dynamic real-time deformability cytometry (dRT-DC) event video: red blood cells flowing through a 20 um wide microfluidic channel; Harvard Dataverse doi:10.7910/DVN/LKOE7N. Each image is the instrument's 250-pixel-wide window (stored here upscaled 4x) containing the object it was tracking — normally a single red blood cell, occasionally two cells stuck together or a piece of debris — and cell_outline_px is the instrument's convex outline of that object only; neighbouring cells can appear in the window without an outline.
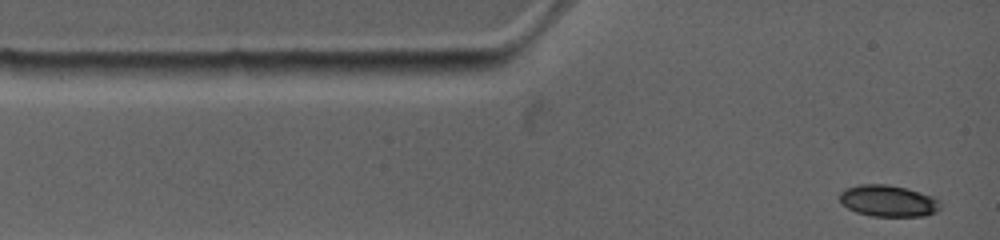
{"species": "common noctule bat (a hibernating species)", "species_latin": "Nyctalus noctula", "temperature_condition": "warm", "stored_images_in_passage": 11, "camera_frame_rate_fps": 4500, "um_per_image_px": 0.085, "animal": {"sex": "female", "body_mass_g": 19.0, "forearm_length_mm": 53.3}, "frame": {"image": 1, "passage_image": 1, "time_ms": 0.0, "image_size_px": [1000, 240], "cell_outline_px": [[940, 208], [936, 212], [924, 216], [872, 216], [856, 212], [840, 204], [840, 192], [848, 188], [860, 184], [888, 184], [904, 188], [928, 196], [936, 200], [940, 204]], "centroid_in_image_um": [75.43, 17.09], "position_along_channel_um": 9.6, "area_um2": 18.15}}
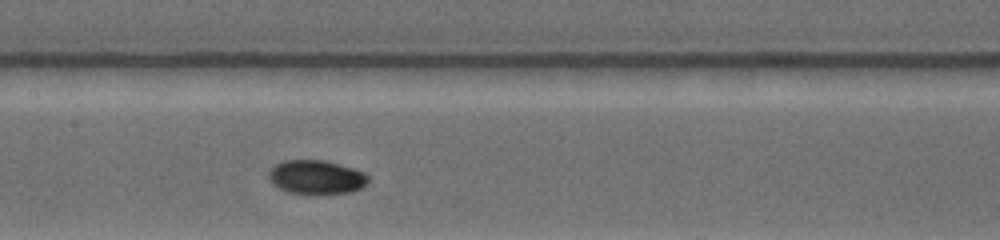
{"frame": {"image": 2, "passage_image": 7, "time_ms": 5.333, "image_size_px": [1000, 240], "cell_outline_px": [[368, 184], [352, 192], [320, 196], [316, 196], [288, 192], [272, 184], [268, 180], [268, 172], [276, 164], [284, 160], [320, 160], [352, 168], [364, 172], [368, 176]], "centroid_in_image_um": [26.88, 15.1], "position_along_channel_um": 180.5, "area_um2": 20.11}}
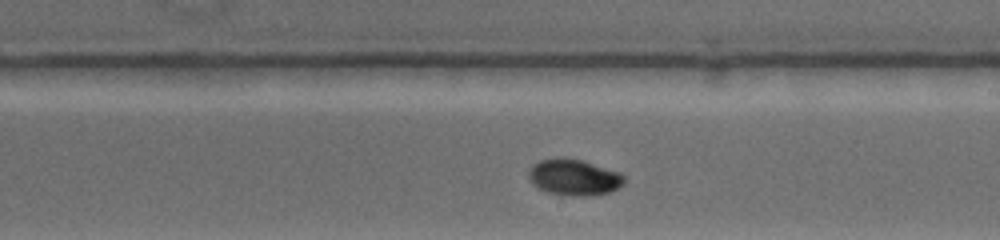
{"frame": {"image": 3, "passage_image": 10, "time_ms": 6.889, "image_size_px": [1000, 240], "cell_outline_px": [[624, 184], [620, 188], [608, 192], [592, 196], [560, 196], [548, 192], [532, 184], [528, 180], [528, 172], [532, 164], [540, 160], [580, 160], [620, 172], [624, 176]], "centroid_in_image_um": [48.8, 15.12], "position_along_channel_um": 240.2, "area_um2": 19.94}}